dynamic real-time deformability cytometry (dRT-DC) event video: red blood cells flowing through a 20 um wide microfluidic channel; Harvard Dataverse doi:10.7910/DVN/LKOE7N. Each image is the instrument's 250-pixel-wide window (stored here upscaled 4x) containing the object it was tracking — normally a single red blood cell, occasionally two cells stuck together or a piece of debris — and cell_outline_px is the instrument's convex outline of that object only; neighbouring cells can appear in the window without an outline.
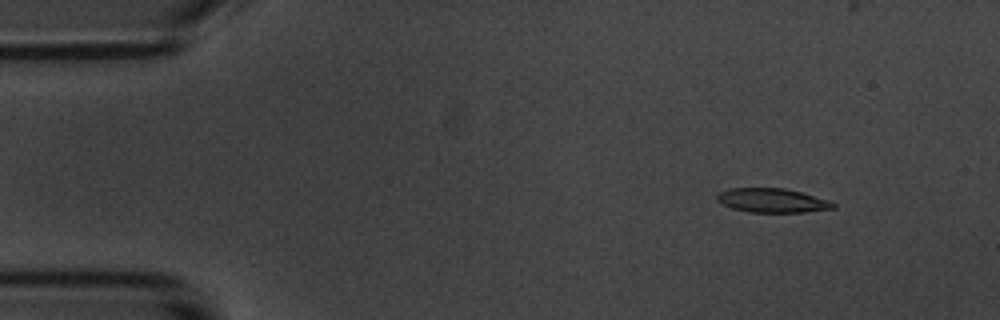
{"species": "common noctule bat (a hibernating species)", "species_latin": "Nyctalus noctula", "temperature_condition": "room temperature", "stored_images_in_passage": 5, "camera_frame_rate_fps": 3000, "um_per_image_px": 0.085, "animal": {"sex": "male", "body_mass_g": 20.1, "forearm_length_mm": 53.5}, "frame": {"image": 1, "passage_image": 2, "time_ms": 1.0, "image_size_px": [1000, 320], "cell_outline_px": [[836, 208], [804, 212], [752, 212], [732, 208], [716, 200], [716, 196], [720, 192], [728, 188], [784, 188], [800, 192], [828, 200], [836, 204]], "centroid_in_image_um": [65.64, 17.03], "position_along_channel_um": 19.4, "area_um2": 16.18}}
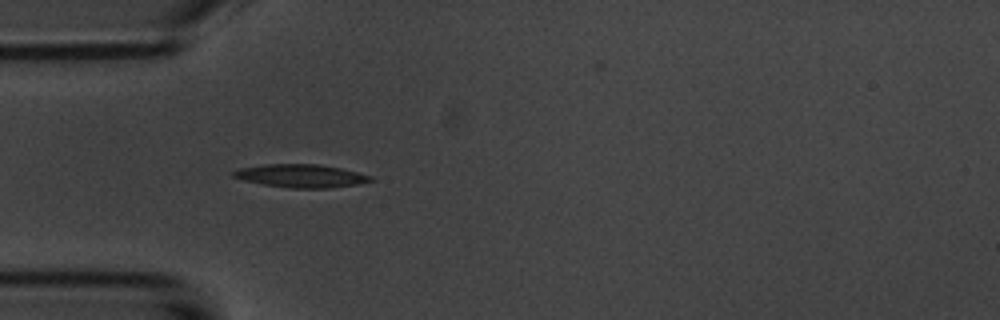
{"frame": {"image": 2, "passage_image": 5, "time_ms": 4.333, "image_size_px": [1000, 320], "cell_outline_px": [[376, 180], [360, 184], [328, 188], [292, 188], [264, 184], [244, 180], [232, 176], [232, 172], [240, 168], [264, 164], [320, 164], [340, 168], [372, 176]], "centroid_in_image_um": [25.63, 14.95], "position_along_channel_um": 59.4, "area_um2": 18.44}}